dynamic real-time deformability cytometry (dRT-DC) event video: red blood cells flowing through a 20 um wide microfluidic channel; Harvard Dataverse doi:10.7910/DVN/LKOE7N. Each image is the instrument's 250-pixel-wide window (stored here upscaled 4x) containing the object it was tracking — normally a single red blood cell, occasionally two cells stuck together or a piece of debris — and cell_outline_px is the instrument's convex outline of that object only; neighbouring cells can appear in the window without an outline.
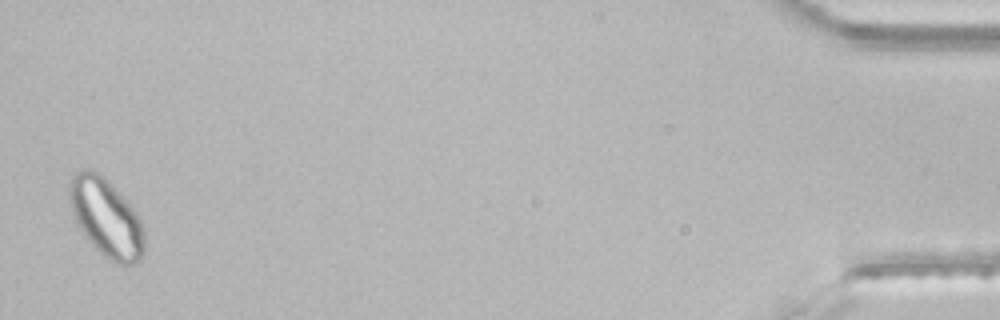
{"species": "common noctule bat (a hibernating species)", "species_latin": "Nyctalus noctula", "temperature_condition": "room temperature", "stored_images_in_passage": 43, "segment_of_instrument_passage": [2, 2], "camera_frame_rate_fps": 3000, "um_per_image_px": 0.085, "animal": {"sex": "male", "body_mass_g": 21.5, "forearm_length_mm": 52.0}, "frame": {"image": 1, "passage_image": 43, "time_ms": 14.0, "image_size_px": [1000, 320], "cell_outline_px": [[144, 252], [140, 260], [136, 264], [124, 268], [108, 260], [84, 236], [76, 220], [72, 208], [68, 192], [68, 188], [76, 172], [84, 168], [88, 168], [100, 172], [104, 176], [140, 216], [144, 232]], "centroid_in_image_um": [9.06, 18.55], "position_along_channel_um": 426.1, "area_um2": 34.39}}